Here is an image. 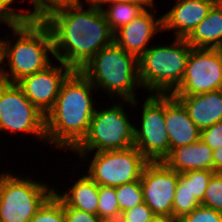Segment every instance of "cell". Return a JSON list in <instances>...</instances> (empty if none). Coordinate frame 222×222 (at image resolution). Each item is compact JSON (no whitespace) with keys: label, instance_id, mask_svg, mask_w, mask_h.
<instances>
[{"label":"cell","instance_id":"6da1fadb","mask_svg":"<svg viewBox=\"0 0 222 222\" xmlns=\"http://www.w3.org/2000/svg\"><path fill=\"white\" fill-rule=\"evenodd\" d=\"M83 5L58 9L43 21L49 27L54 57L73 71H80L105 46L114 41L102 7L89 0Z\"/></svg>","mask_w":222,"mask_h":222},{"label":"cell","instance_id":"7a4b0ae2","mask_svg":"<svg viewBox=\"0 0 222 222\" xmlns=\"http://www.w3.org/2000/svg\"><path fill=\"white\" fill-rule=\"evenodd\" d=\"M93 90L96 88L80 71L66 78L53 108L45 115L48 145L72 152L83 141L96 109Z\"/></svg>","mask_w":222,"mask_h":222},{"label":"cell","instance_id":"3957f363","mask_svg":"<svg viewBox=\"0 0 222 222\" xmlns=\"http://www.w3.org/2000/svg\"><path fill=\"white\" fill-rule=\"evenodd\" d=\"M16 41L3 38V66L5 82L17 83L22 78L46 69L54 56L51 31L43 20L26 19L22 24L11 28ZM13 44V45H12Z\"/></svg>","mask_w":222,"mask_h":222},{"label":"cell","instance_id":"277c9868","mask_svg":"<svg viewBox=\"0 0 222 222\" xmlns=\"http://www.w3.org/2000/svg\"><path fill=\"white\" fill-rule=\"evenodd\" d=\"M80 72L96 88L106 94L119 97L133 106H137L136 88H142L139 80L138 58L127 53L115 41L102 48Z\"/></svg>","mask_w":222,"mask_h":222},{"label":"cell","instance_id":"5b68a950","mask_svg":"<svg viewBox=\"0 0 222 222\" xmlns=\"http://www.w3.org/2000/svg\"><path fill=\"white\" fill-rule=\"evenodd\" d=\"M192 47L185 38L152 45L138 59L139 80L149 93L170 95L181 83Z\"/></svg>","mask_w":222,"mask_h":222},{"label":"cell","instance_id":"8992f818","mask_svg":"<svg viewBox=\"0 0 222 222\" xmlns=\"http://www.w3.org/2000/svg\"><path fill=\"white\" fill-rule=\"evenodd\" d=\"M121 104L95 109L86 137L72 152L85 160L94 150H123L134 146L135 124H131Z\"/></svg>","mask_w":222,"mask_h":222},{"label":"cell","instance_id":"52a82bcc","mask_svg":"<svg viewBox=\"0 0 222 222\" xmlns=\"http://www.w3.org/2000/svg\"><path fill=\"white\" fill-rule=\"evenodd\" d=\"M24 178L11 171L0 174V222H30L55 190L44 181Z\"/></svg>","mask_w":222,"mask_h":222},{"label":"cell","instance_id":"ba28073f","mask_svg":"<svg viewBox=\"0 0 222 222\" xmlns=\"http://www.w3.org/2000/svg\"><path fill=\"white\" fill-rule=\"evenodd\" d=\"M31 134L46 142L45 115L24 95L17 83L0 84V132Z\"/></svg>","mask_w":222,"mask_h":222},{"label":"cell","instance_id":"9c48e42d","mask_svg":"<svg viewBox=\"0 0 222 222\" xmlns=\"http://www.w3.org/2000/svg\"><path fill=\"white\" fill-rule=\"evenodd\" d=\"M148 162L135 146L95 152L88 165L87 175L98 186L117 187L140 180Z\"/></svg>","mask_w":222,"mask_h":222},{"label":"cell","instance_id":"30bf717a","mask_svg":"<svg viewBox=\"0 0 222 222\" xmlns=\"http://www.w3.org/2000/svg\"><path fill=\"white\" fill-rule=\"evenodd\" d=\"M141 113V126L134 130V146L149 162L163 161L170 152L165 123V95H149Z\"/></svg>","mask_w":222,"mask_h":222},{"label":"cell","instance_id":"8fae6325","mask_svg":"<svg viewBox=\"0 0 222 222\" xmlns=\"http://www.w3.org/2000/svg\"><path fill=\"white\" fill-rule=\"evenodd\" d=\"M222 89V59L216 49L192 48L180 85L170 95H196Z\"/></svg>","mask_w":222,"mask_h":222},{"label":"cell","instance_id":"7c38bea8","mask_svg":"<svg viewBox=\"0 0 222 222\" xmlns=\"http://www.w3.org/2000/svg\"><path fill=\"white\" fill-rule=\"evenodd\" d=\"M143 199L157 217H171L178 173L162 161L148 162L141 174Z\"/></svg>","mask_w":222,"mask_h":222},{"label":"cell","instance_id":"4fadbf2b","mask_svg":"<svg viewBox=\"0 0 222 222\" xmlns=\"http://www.w3.org/2000/svg\"><path fill=\"white\" fill-rule=\"evenodd\" d=\"M60 65L51 64L46 69L26 76L17 82L24 95L44 115L54 106L62 83L73 72L63 62Z\"/></svg>","mask_w":222,"mask_h":222},{"label":"cell","instance_id":"5bb4252c","mask_svg":"<svg viewBox=\"0 0 222 222\" xmlns=\"http://www.w3.org/2000/svg\"><path fill=\"white\" fill-rule=\"evenodd\" d=\"M154 6L147 8L137 18L114 33V41L127 53L138 59L149 49L148 43L156 33L163 31L162 16L155 18Z\"/></svg>","mask_w":222,"mask_h":222},{"label":"cell","instance_id":"9a60e30c","mask_svg":"<svg viewBox=\"0 0 222 222\" xmlns=\"http://www.w3.org/2000/svg\"><path fill=\"white\" fill-rule=\"evenodd\" d=\"M214 4L215 0H177L169 11L162 14L163 32L176 30L175 37L186 38Z\"/></svg>","mask_w":222,"mask_h":222},{"label":"cell","instance_id":"2e32d148","mask_svg":"<svg viewBox=\"0 0 222 222\" xmlns=\"http://www.w3.org/2000/svg\"><path fill=\"white\" fill-rule=\"evenodd\" d=\"M165 123L170 150L200 140L201 130L191 120L183 104L172 95H165Z\"/></svg>","mask_w":222,"mask_h":222},{"label":"cell","instance_id":"e0dca14e","mask_svg":"<svg viewBox=\"0 0 222 222\" xmlns=\"http://www.w3.org/2000/svg\"><path fill=\"white\" fill-rule=\"evenodd\" d=\"M172 96L183 104L200 130L222 121V89L196 95Z\"/></svg>","mask_w":222,"mask_h":222},{"label":"cell","instance_id":"ac0fdd59","mask_svg":"<svg viewBox=\"0 0 222 222\" xmlns=\"http://www.w3.org/2000/svg\"><path fill=\"white\" fill-rule=\"evenodd\" d=\"M177 173L191 170L213 171V150L201 140L177 148H172L162 161Z\"/></svg>","mask_w":222,"mask_h":222},{"label":"cell","instance_id":"d6986e66","mask_svg":"<svg viewBox=\"0 0 222 222\" xmlns=\"http://www.w3.org/2000/svg\"><path fill=\"white\" fill-rule=\"evenodd\" d=\"M185 39L192 48L216 49L222 43V8L215 3Z\"/></svg>","mask_w":222,"mask_h":222},{"label":"cell","instance_id":"ffe728a7","mask_svg":"<svg viewBox=\"0 0 222 222\" xmlns=\"http://www.w3.org/2000/svg\"><path fill=\"white\" fill-rule=\"evenodd\" d=\"M56 194L69 206L97 215L99 186L87 175H82L64 193Z\"/></svg>","mask_w":222,"mask_h":222},{"label":"cell","instance_id":"44dd1931","mask_svg":"<svg viewBox=\"0 0 222 222\" xmlns=\"http://www.w3.org/2000/svg\"><path fill=\"white\" fill-rule=\"evenodd\" d=\"M97 3L102 7L107 23L109 24L113 33L130 23L147 9L143 4L119 2ZM104 4L108 5L107 9L104 8Z\"/></svg>","mask_w":222,"mask_h":222},{"label":"cell","instance_id":"7402d4cb","mask_svg":"<svg viewBox=\"0 0 222 222\" xmlns=\"http://www.w3.org/2000/svg\"><path fill=\"white\" fill-rule=\"evenodd\" d=\"M199 205L201 203L188 190V177L184 173H178V183L172 205V218L179 220Z\"/></svg>","mask_w":222,"mask_h":222},{"label":"cell","instance_id":"603a6c76","mask_svg":"<svg viewBox=\"0 0 222 222\" xmlns=\"http://www.w3.org/2000/svg\"><path fill=\"white\" fill-rule=\"evenodd\" d=\"M30 222H66L63 200L55 191L39 207Z\"/></svg>","mask_w":222,"mask_h":222},{"label":"cell","instance_id":"cb8c5ba5","mask_svg":"<svg viewBox=\"0 0 222 222\" xmlns=\"http://www.w3.org/2000/svg\"><path fill=\"white\" fill-rule=\"evenodd\" d=\"M33 4V11L25 13L27 19L44 20L52 12L66 7L83 5L82 0H28ZM88 2L89 0H85Z\"/></svg>","mask_w":222,"mask_h":222},{"label":"cell","instance_id":"d4e9b609","mask_svg":"<svg viewBox=\"0 0 222 222\" xmlns=\"http://www.w3.org/2000/svg\"><path fill=\"white\" fill-rule=\"evenodd\" d=\"M120 212L144 202L141 181H134L115 187Z\"/></svg>","mask_w":222,"mask_h":222},{"label":"cell","instance_id":"484cf974","mask_svg":"<svg viewBox=\"0 0 222 222\" xmlns=\"http://www.w3.org/2000/svg\"><path fill=\"white\" fill-rule=\"evenodd\" d=\"M97 215L102 220L116 219L121 216L115 187L99 186Z\"/></svg>","mask_w":222,"mask_h":222},{"label":"cell","instance_id":"4316f807","mask_svg":"<svg viewBox=\"0 0 222 222\" xmlns=\"http://www.w3.org/2000/svg\"><path fill=\"white\" fill-rule=\"evenodd\" d=\"M184 174L188 177V190L192 196L202 203L205 190L215 172L211 170H191L184 172Z\"/></svg>","mask_w":222,"mask_h":222},{"label":"cell","instance_id":"83f0119b","mask_svg":"<svg viewBox=\"0 0 222 222\" xmlns=\"http://www.w3.org/2000/svg\"><path fill=\"white\" fill-rule=\"evenodd\" d=\"M201 205L222 212V173L211 177Z\"/></svg>","mask_w":222,"mask_h":222},{"label":"cell","instance_id":"f1b7e54d","mask_svg":"<svg viewBox=\"0 0 222 222\" xmlns=\"http://www.w3.org/2000/svg\"><path fill=\"white\" fill-rule=\"evenodd\" d=\"M15 0H0V23L6 24L9 29L14 28L22 24L26 19L25 13L21 10L20 12H15L11 5Z\"/></svg>","mask_w":222,"mask_h":222},{"label":"cell","instance_id":"f546056e","mask_svg":"<svg viewBox=\"0 0 222 222\" xmlns=\"http://www.w3.org/2000/svg\"><path fill=\"white\" fill-rule=\"evenodd\" d=\"M178 222H222V212L199 205L191 213L182 216Z\"/></svg>","mask_w":222,"mask_h":222},{"label":"cell","instance_id":"4dcf8cb0","mask_svg":"<svg viewBox=\"0 0 222 222\" xmlns=\"http://www.w3.org/2000/svg\"><path fill=\"white\" fill-rule=\"evenodd\" d=\"M157 216L145 202L121 213L124 222H151Z\"/></svg>","mask_w":222,"mask_h":222},{"label":"cell","instance_id":"1f68e13d","mask_svg":"<svg viewBox=\"0 0 222 222\" xmlns=\"http://www.w3.org/2000/svg\"><path fill=\"white\" fill-rule=\"evenodd\" d=\"M200 140L212 150L222 147V121L201 130Z\"/></svg>","mask_w":222,"mask_h":222},{"label":"cell","instance_id":"d6a6232c","mask_svg":"<svg viewBox=\"0 0 222 222\" xmlns=\"http://www.w3.org/2000/svg\"><path fill=\"white\" fill-rule=\"evenodd\" d=\"M63 211L65 214L66 222H103V220L98 215L69 207L64 201Z\"/></svg>","mask_w":222,"mask_h":222},{"label":"cell","instance_id":"836d02e7","mask_svg":"<svg viewBox=\"0 0 222 222\" xmlns=\"http://www.w3.org/2000/svg\"><path fill=\"white\" fill-rule=\"evenodd\" d=\"M213 171L222 173V147L213 150Z\"/></svg>","mask_w":222,"mask_h":222},{"label":"cell","instance_id":"e575fe53","mask_svg":"<svg viewBox=\"0 0 222 222\" xmlns=\"http://www.w3.org/2000/svg\"><path fill=\"white\" fill-rule=\"evenodd\" d=\"M96 2H119V3H133V4H143L146 8L154 6L155 0H95Z\"/></svg>","mask_w":222,"mask_h":222},{"label":"cell","instance_id":"d590c367","mask_svg":"<svg viewBox=\"0 0 222 222\" xmlns=\"http://www.w3.org/2000/svg\"><path fill=\"white\" fill-rule=\"evenodd\" d=\"M3 39L0 38V84L5 82L4 72H3Z\"/></svg>","mask_w":222,"mask_h":222},{"label":"cell","instance_id":"8d00e7d4","mask_svg":"<svg viewBox=\"0 0 222 222\" xmlns=\"http://www.w3.org/2000/svg\"><path fill=\"white\" fill-rule=\"evenodd\" d=\"M151 222H177V220L171 217H156Z\"/></svg>","mask_w":222,"mask_h":222},{"label":"cell","instance_id":"74e56055","mask_svg":"<svg viewBox=\"0 0 222 222\" xmlns=\"http://www.w3.org/2000/svg\"><path fill=\"white\" fill-rule=\"evenodd\" d=\"M103 222H124L120 217L116 219L103 220Z\"/></svg>","mask_w":222,"mask_h":222},{"label":"cell","instance_id":"f35d334b","mask_svg":"<svg viewBox=\"0 0 222 222\" xmlns=\"http://www.w3.org/2000/svg\"><path fill=\"white\" fill-rule=\"evenodd\" d=\"M216 50L218 51L219 55L221 56L222 59V43L216 48Z\"/></svg>","mask_w":222,"mask_h":222},{"label":"cell","instance_id":"ab89813d","mask_svg":"<svg viewBox=\"0 0 222 222\" xmlns=\"http://www.w3.org/2000/svg\"><path fill=\"white\" fill-rule=\"evenodd\" d=\"M215 3L222 8V0H215Z\"/></svg>","mask_w":222,"mask_h":222}]
</instances>
